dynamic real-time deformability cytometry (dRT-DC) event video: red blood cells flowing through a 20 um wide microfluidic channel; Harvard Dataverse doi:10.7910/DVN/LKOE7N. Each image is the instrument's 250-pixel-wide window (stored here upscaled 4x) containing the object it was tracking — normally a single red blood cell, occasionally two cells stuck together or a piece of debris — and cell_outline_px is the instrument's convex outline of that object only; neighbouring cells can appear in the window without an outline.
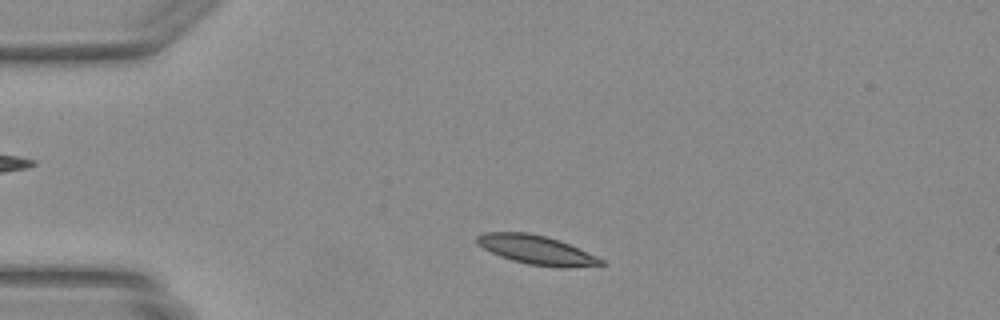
{"species": "Egyptian fruit bat (a non-hibernating species)", "species_latin": "Rousettus aegyptiacus", "temperature_condition": "warm", "stored_images_in_passage": 43, "camera_frame_rate_fps": 3000, "um_per_image_px": 0.085, "animal": {"sex": "female"}, "frame": {"image": 1, "passage_image": 6, "time_ms": 1.667, "image_size_px": [1000, 320], "cell_outline_px": [[604, 264], [568, 268], [528, 264], [512, 260], [500, 256], [476, 244], [476, 236], [484, 232], [528, 232], [548, 236], [568, 244], [596, 256], [604, 260]], "centroid_in_image_um": [45.57, 21.23], "position_along_channel_um": 39.4, "area_um2": 20.81}}
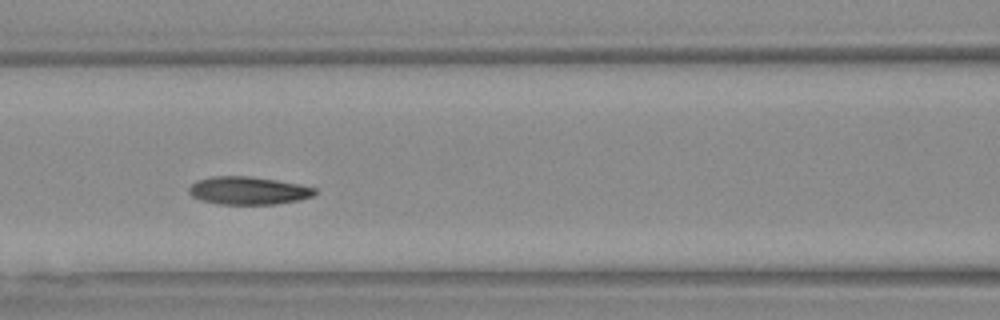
{"frame": {"image": 2, "passage_image": 16, "time_ms": 5.0, "image_size_px": [1000, 320], "cell_outline_px": [[316, 192], [312, 196], [300, 200], [276, 204], [220, 204], [200, 200], [192, 196], [188, 192], [188, 188], [196, 180], [212, 176], [248, 176], [276, 180], [300, 184], [316, 188]], "centroid_in_image_um": [21.09, 16.2], "position_along_channel_um": 145.5, "area_um2": 20.52}}
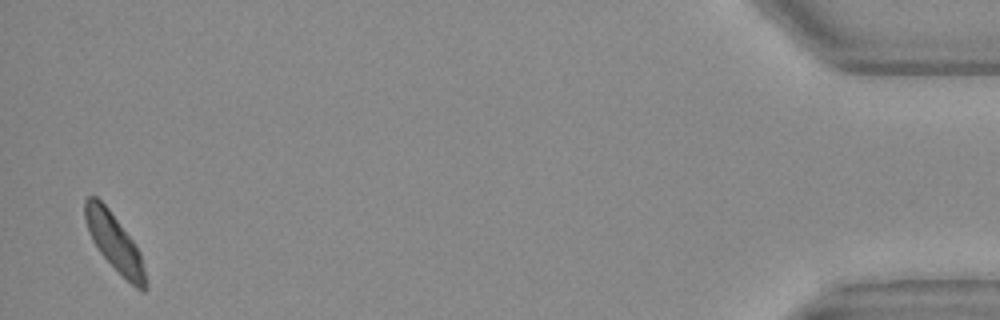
{"frame": {"image": 3, "passage_image": 42, "time_ms": 13.667, "image_size_px": [1000, 320], "cell_outline_px": [[148, 288], [144, 292], [136, 288], [100, 252], [92, 240], [88, 232], [84, 216], [84, 200], [88, 196], [96, 196], [108, 208], [136, 244], [140, 252], [148, 284]], "centroid_in_image_um": [9.74, 20.59], "position_along_channel_um": 425.5, "area_um2": 19.94}}